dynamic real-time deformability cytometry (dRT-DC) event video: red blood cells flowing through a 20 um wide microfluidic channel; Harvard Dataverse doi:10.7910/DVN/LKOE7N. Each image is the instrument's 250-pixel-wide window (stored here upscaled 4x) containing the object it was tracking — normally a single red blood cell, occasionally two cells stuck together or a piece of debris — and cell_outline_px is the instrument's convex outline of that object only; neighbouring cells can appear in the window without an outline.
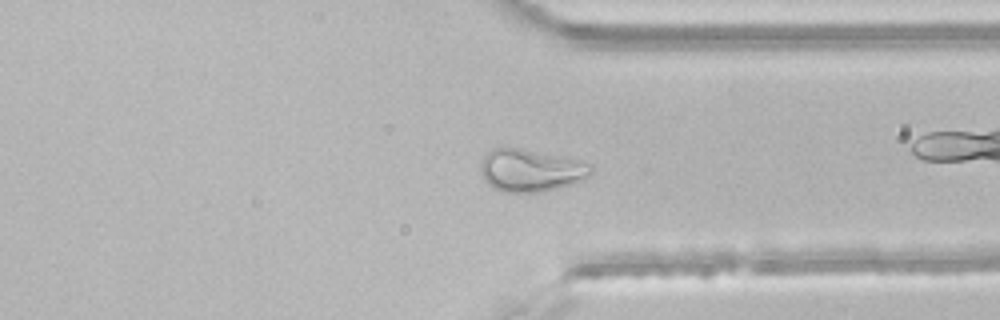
{"species": "common noctule bat (a hibernating species)", "species_latin": "Nyctalus noctula", "temperature_condition": "room temperature", "stored_images_in_passage": 38, "camera_frame_rate_fps": 3000, "um_per_image_px": 0.085, "animal": {"sex": "male", "body_mass_g": 21.5, "forearm_length_mm": 52.0}, "frame": {"image": 1, "passage_image": 27, "time_ms": 8.667, "image_size_px": [1000, 320], "cell_outline_px": [[592, 172], [584, 180], [572, 184], [540, 192], [504, 192], [488, 184], [484, 180], [480, 172], [480, 164], [484, 156], [492, 148], [520, 148], [580, 160], [592, 164]], "centroid_in_image_um": [45.12, 14.48], "position_along_channel_um": 366.3, "area_um2": 27.28}}